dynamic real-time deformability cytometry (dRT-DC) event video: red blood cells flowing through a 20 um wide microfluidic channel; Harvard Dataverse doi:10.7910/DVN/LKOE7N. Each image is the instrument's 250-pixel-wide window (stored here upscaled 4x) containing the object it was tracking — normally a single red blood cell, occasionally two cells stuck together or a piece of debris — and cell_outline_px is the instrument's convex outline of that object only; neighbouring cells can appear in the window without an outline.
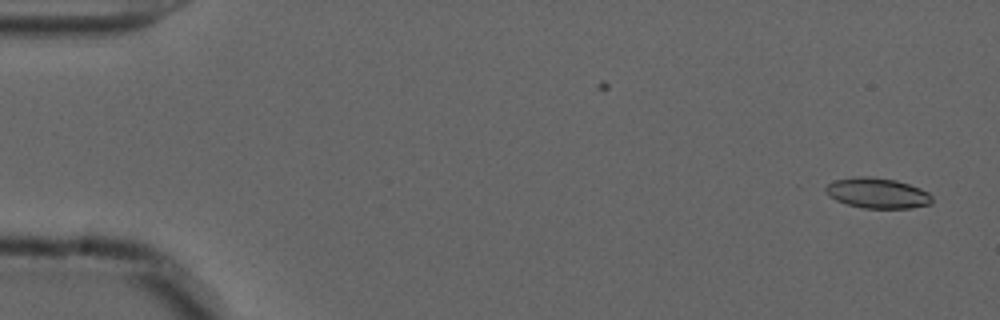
{"species": "common noctule bat (a hibernating species)", "species_latin": "Nyctalus noctula", "temperature_condition": "cold", "stored_images_in_passage": 55, "camera_frame_rate_fps": 3000, "um_per_image_px": 0.085, "animal": {"sex": "male", "forearm_length_mm": 52.5}, "frame": {"image": 1, "passage_image": 2, "time_ms": 0.333, "image_size_px": [1000, 320], "cell_outline_px": [[932, 204], [912, 208], [864, 208], [848, 204], [836, 200], [828, 196], [824, 192], [824, 188], [828, 184], [836, 180], [860, 176], [872, 176], [896, 180], [920, 188], [928, 192], [932, 196]], "centroid_in_image_um": [74.58, 16.41], "position_along_channel_um": 10.4, "area_um2": 18.9}}
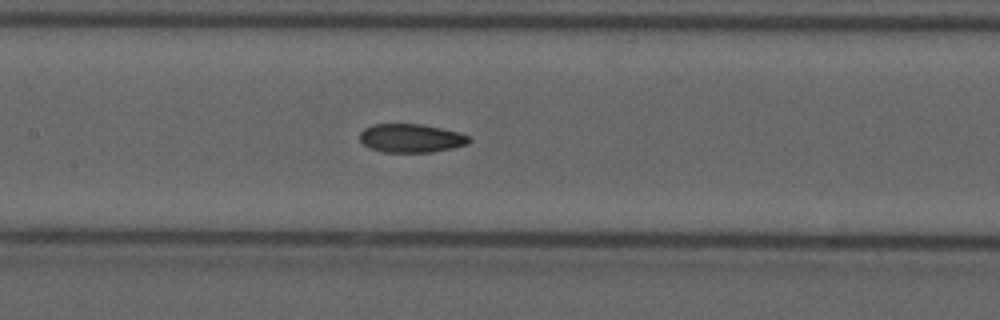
{"frame": {"image": 2, "passage_image": 26, "time_ms": 8.333, "image_size_px": [1000, 320], "cell_outline_px": [[472, 140], [468, 144], [452, 148], [432, 152], [384, 152], [372, 148], [364, 144], [360, 140], [360, 132], [364, 128], [372, 124], [424, 124], [460, 132], [468, 136]], "centroid_in_image_um": [34.97, 11.73], "position_along_channel_um": 172.4, "area_um2": 18.26}}
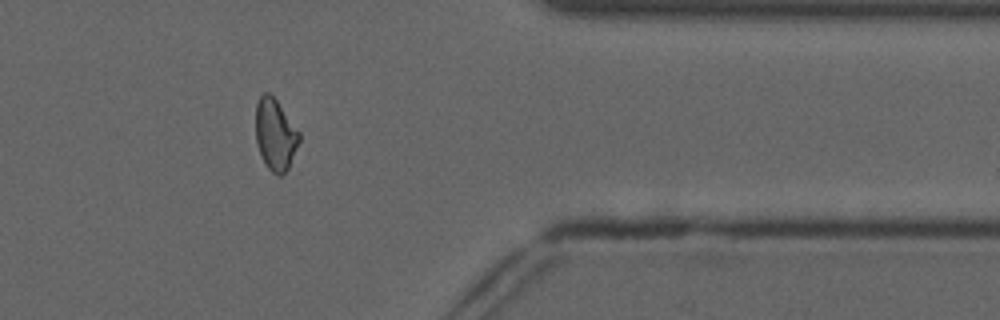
{"frame": {"image": 3, "passage_image": 45, "time_ms": 14.667, "image_size_px": [1000, 320], "cell_outline_px": [[300, 140], [288, 168], [280, 176], [276, 176], [268, 168], [256, 144], [256, 104], [260, 96], [264, 92], [268, 92], [276, 100], [300, 132]], "centroid_in_image_um": [23.4, 11.44], "position_along_channel_um": 388.0, "area_um2": 17.92}, "authors_computed_cell_mechanics": {"area_um2": 18.6116, "velocity_mm_per_s": 3.6932, "shape_relaxation_time_tau1_ms": 10.9376, "shape_relaxation_time_tau2_ms": 1.7445, "deformation_change_tau1": 0.2044, "deformation_change_tau2": 0.0619}}